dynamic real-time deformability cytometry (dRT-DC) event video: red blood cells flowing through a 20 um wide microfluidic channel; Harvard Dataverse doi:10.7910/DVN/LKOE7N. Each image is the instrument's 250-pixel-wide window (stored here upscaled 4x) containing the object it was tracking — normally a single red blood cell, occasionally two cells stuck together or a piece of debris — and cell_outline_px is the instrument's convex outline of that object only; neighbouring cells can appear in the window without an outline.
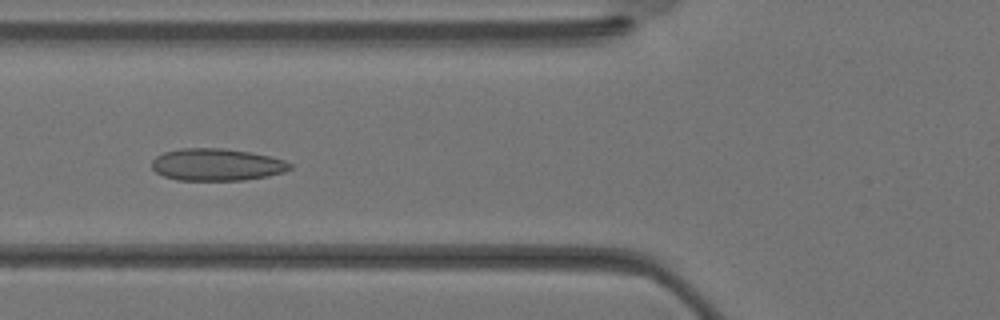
{"species": "Egyptian fruit bat (a non-hibernating species)", "species_latin": "Rousettus aegyptiacus", "temperature_condition": "warm", "stored_images_in_passage": 26, "camera_frame_rate_fps": 3000, "um_per_image_px": 0.085, "animal": {"sex": "female"}, "frame": {"image": 1, "passage_image": 4, "time_ms": 1.0, "image_size_px": [1000, 320], "cell_outline_px": [[292, 168], [284, 172], [268, 176], [244, 180], [176, 180], [164, 176], [156, 172], [152, 168], [152, 160], [156, 156], [164, 152], [180, 148], [220, 148], [252, 152], [284, 160], [292, 164]], "centroid_in_image_um": [18.42, 13.99], "position_along_channel_um": 107.4, "area_um2": 25.95}}
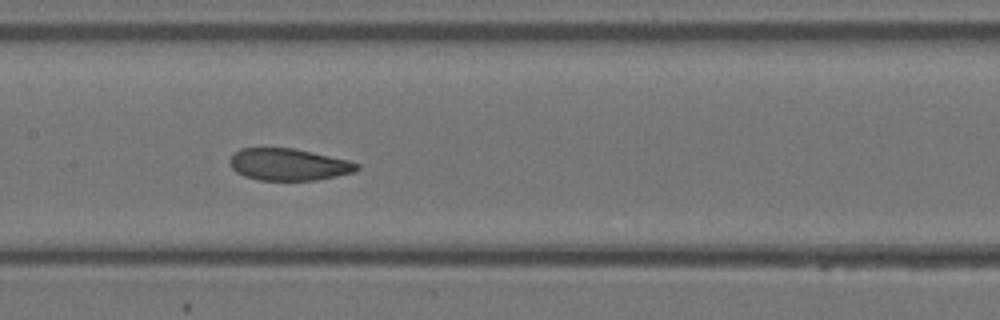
{"frame": {"image": 2, "passage_image": 8, "time_ms": 2.333, "image_size_px": [1000, 320], "cell_outline_px": [[360, 168], [352, 172], [336, 176], [316, 180], [260, 180], [244, 176], [236, 172], [232, 168], [232, 156], [240, 148], [292, 148], [348, 160], [360, 164]], "centroid_in_image_um": [24.55, 13.99], "position_along_channel_um": 182.9, "area_um2": 23.29}}
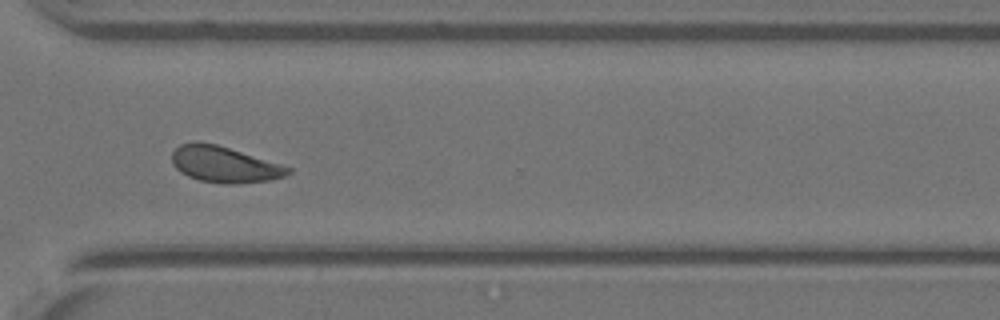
{"frame": {"image": 3, "passage_image": 17, "time_ms": 5.333, "image_size_px": [1000, 320], "cell_outline_px": [[292, 172], [284, 176], [272, 180], [236, 184], [224, 184], [200, 180], [188, 176], [180, 172], [172, 164], [172, 152], [180, 144], [196, 140], [216, 144], [280, 164], [292, 168]], "centroid_in_image_um": [19.04, 13.97], "position_along_channel_um": 351.6, "area_um2": 24.45}}